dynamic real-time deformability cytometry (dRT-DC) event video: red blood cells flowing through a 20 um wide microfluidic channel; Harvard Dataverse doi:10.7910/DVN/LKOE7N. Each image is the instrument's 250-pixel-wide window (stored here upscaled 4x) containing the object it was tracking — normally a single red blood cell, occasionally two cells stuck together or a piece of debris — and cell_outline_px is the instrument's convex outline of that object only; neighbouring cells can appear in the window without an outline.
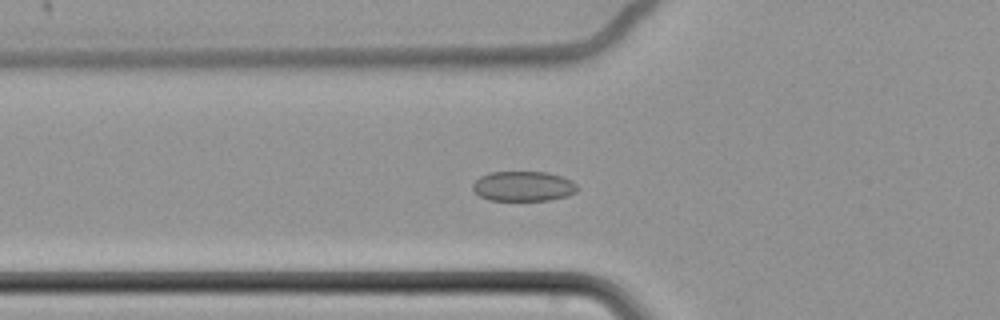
{"species": "common noctule bat (a hibernating species)", "species_latin": "Nyctalus noctula", "temperature_condition": "cold", "stored_images_in_passage": 66, "camera_frame_rate_fps": 3000, "um_per_image_px": 0.085, "animal": {"sex": "female", "body_mass_g": 22.7, "forearm_length_mm": 54.2}, "frame": {"image": 1, "passage_image": 27, "time_ms": 8.667, "image_size_px": [1000, 320], "cell_outline_px": [[576, 192], [568, 196], [548, 200], [488, 200], [480, 196], [472, 188], [472, 184], [480, 176], [488, 172], [548, 172], [572, 180], [576, 184]], "centroid_in_image_um": [44.47, 15.82], "position_along_channel_um": 81.3, "area_um2": 18.26}}
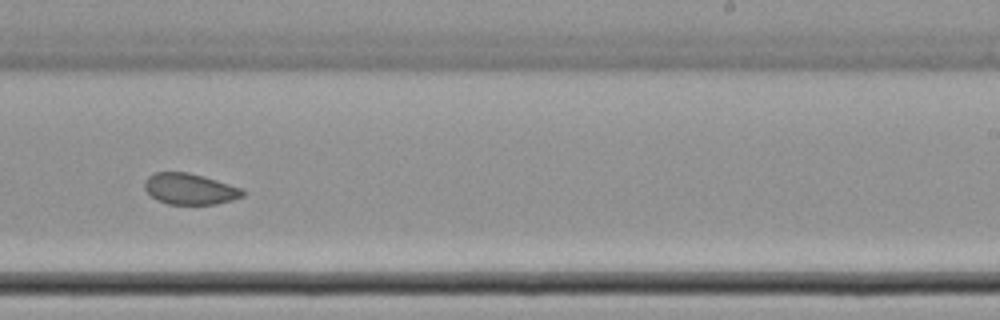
{"frame": {"image": 2, "passage_image": 44, "time_ms": 14.333, "image_size_px": [1000, 320], "cell_outline_px": [[244, 196], [232, 200], [216, 204], [168, 204], [156, 200], [144, 188], [144, 180], [148, 176], [156, 172], [188, 172], [204, 176], [244, 188]], "centroid_in_image_um": [16.15, 16.05], "position_along_channel_um": 272.9, "area_um2": 17.92}}
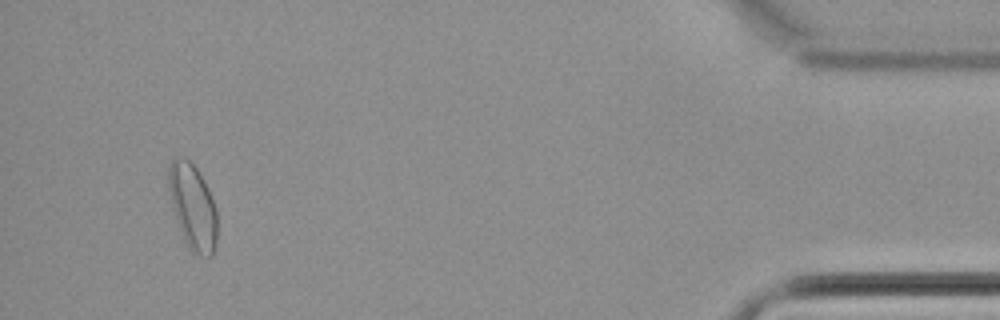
{"frame": {"image": 3, "passage_image": 63, "time_ms": 20.667, "image_size_px": [1000, 320], "cell_outline_px": [[216, 248], [212, 256], [200, 256], [188, 248], [184, 240], [172, 208], [168, 188], [168, 164], [176, 156], [184, 156], [200, 172], [208, 188], [216, 208]], "centroid_in_image_um": [16.37, 17.55], "position_along_channel_um": 418.8, "area_um2": 24.45}, "authors_computed_cell_mechanics": {"area_um2": 19.7965, "velocity_mm_per_s": 3.3912, "shape_relaxation_time_tau1_ms": null, "shape_relaxation_time_tau2_ms": 5.5749, "deformation_change_tau1": null, "deformation_change_tau2": 0.0653}}